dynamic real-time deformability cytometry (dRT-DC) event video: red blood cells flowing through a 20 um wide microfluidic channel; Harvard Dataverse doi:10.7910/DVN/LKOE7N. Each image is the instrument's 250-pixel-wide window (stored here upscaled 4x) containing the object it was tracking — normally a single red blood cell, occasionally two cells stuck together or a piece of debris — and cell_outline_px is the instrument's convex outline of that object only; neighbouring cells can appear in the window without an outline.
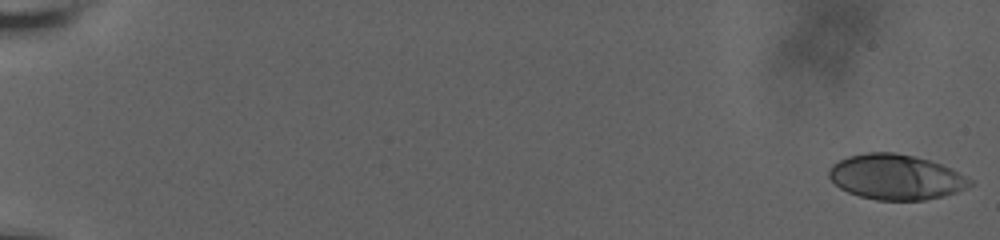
{"species": "human", "species_latin": "Homo sapiens", "temperature_condition": "room temperature", "stored_images_in_passage": 72, "camera_frame_rate_fps": 3000, "um_per_image_px": 0.085, "donor": {"sex": "male"}, "frame": {"image": 1, "passage_image": 1, "time_ms": 0.0, "image_size_px": [1000, 240], "cell_outline_px": [[972, 184], [956, 192], [924, 200], [876, 200], [860, 196], [848, 192], [840, 188], [828, 176], [828, 168], [832, 164], [848, 156], [864, 152], [896, 152], [916, 156], [952, 168], [972, 180]], "centroid_in_image_um": [76.12, 15.03], "position_along_channel_um": 8.9, "area_um2": 37.11}}
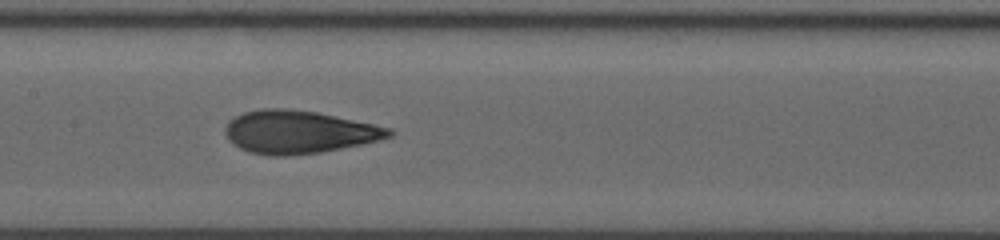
{"frame": {"image": 2, "passage_image": 37, "time_ms": 10.667, "image_size_px": [1000, 240], "cell_outline_px": [[396, 132], [392, 136], [380, 140], [320, 152], [288, 156], [272, 156], [248, 152], [232, 144], [228, 140], [224, 132], [224, 128], [228, 120], [244, 112], [260, 108], [288, 108], [316, 112], [392, 128]], "centroid_in_image_um": [25.36, 11.22], "position_along_channel_um": 182.0, "area_um2": 41.15}}
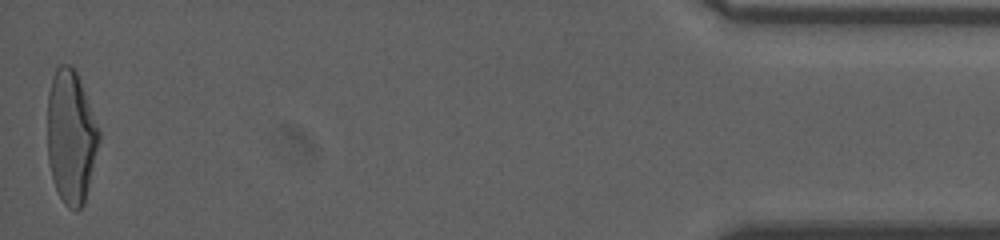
{"frame": {"image": 3, "passage_image": 72, "time_ms": 19.667, "image_size_px": [1000, 240], "cell_outline_px": [[100, 140], [84, 204], [76, 212], [68, 208], [64, 204], [56, 188], [52, 176], [48, 160], [48, 92], [52, 76], [56, 68], [60, 64], [72, 64], [76, 72], [100, 132]], "centroid_in_image_um": [6.02, 11.64], "position_along_channel_um": 429.2, "area_um2": 39.82}, "authors_computed_cell_mechanics": {"area_um2": 39.3907, "velocity_mm_per_s": 3.6566, "shape_relaxation_time_tau1_ms": 7.1521, "shape_relaxation_time_tau2_ms": 1.2267, "deformation_change_tau1": 0.2483, "deformation_change_tau2": 0.0933}}